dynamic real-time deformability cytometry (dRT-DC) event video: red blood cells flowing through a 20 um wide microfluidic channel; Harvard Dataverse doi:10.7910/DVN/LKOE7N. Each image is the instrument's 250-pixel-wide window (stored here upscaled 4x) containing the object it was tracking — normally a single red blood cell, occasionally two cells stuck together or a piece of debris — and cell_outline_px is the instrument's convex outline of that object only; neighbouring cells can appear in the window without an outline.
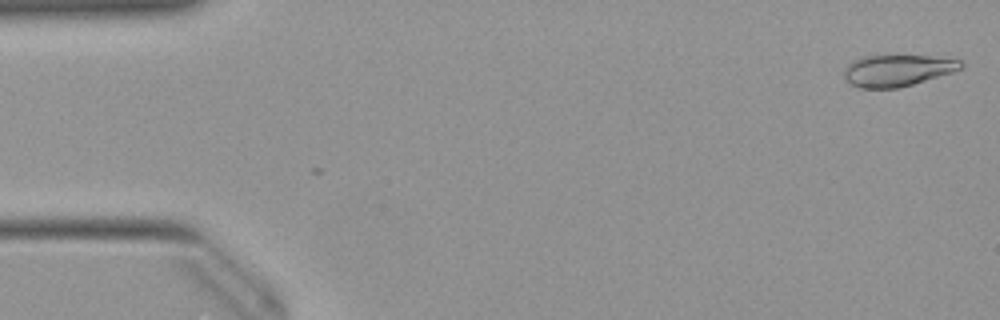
{"species": "Egyptian fruit bat (a non-hibernating species)", "species_latin": "Rousettus aegyptiacus", "temperature_condition": "warm", "stored_images_in_passage": 50, "camera_frame_rate_fps": 3000, "um_per_image_px": 0.085, "animal": {"sex": "female"}, "frame": {"image": 1, "passage_image": 1, "time_ms": 0.0, "image_size_px": [1000, 320], "cell_outline_px": [[964, 64], [960, 68], [952, 72], [900, 88], [860, 88], [852, 84], [844, 76], [844, 68], [852, 60], [864, 56], [928, 56], [960, 60]], "centroid_in_image_um": [76.25, 5.99], "position_along_channel_um": 8.8, "area_um2": 21.21}}
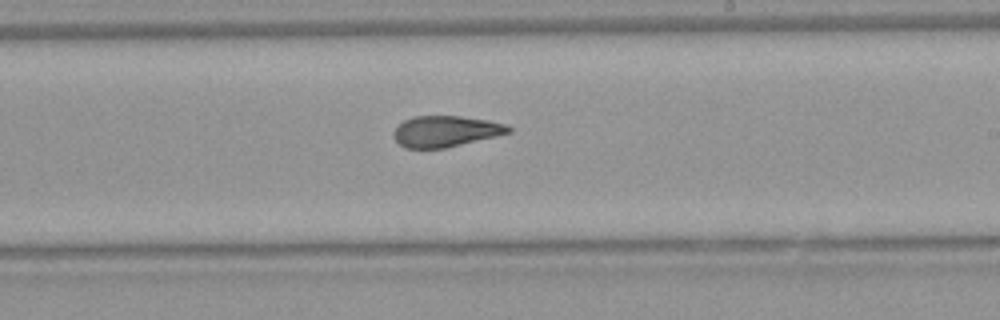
{"frame": {"image": 2, "passage_image": 29, "time_ms": 9.333, "image_size_px": [1000, 320], "cell_outline_px": [[512, 132], [496, 136], [444, 148], [404, 148], [392, 136], [392, 132], [404, 120], [412, 116], [460, 116], [488, 120], [504, 124], [512, 128]], "centroid_in_image_um": [37.86, 11.15], "position_along_channel_um": 251.1, "area_um2": 20.69}}
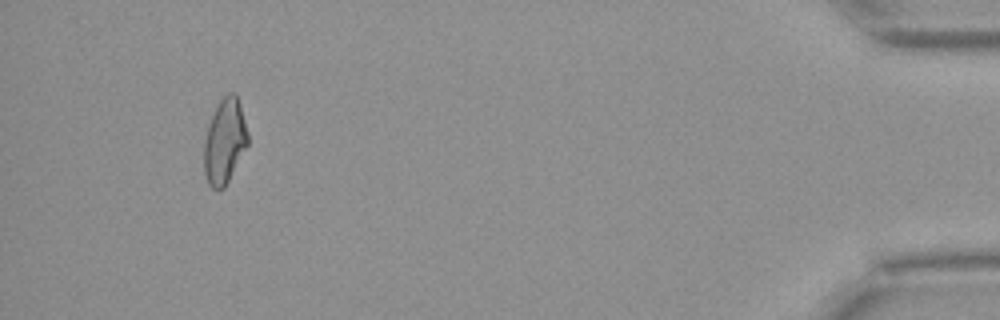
{"frame": {"image": 3, "passage_image": 47, "time_ms": 15.333, "image_size_px": [1000, 320], "cell_outline_px": [[248, 144], [224, 188], [216, 192], [208, 184], [204, 172], [204, 140], [216, 104], [228, 92], [236, 92], [240, 104], [248, 132]], "centroid_in_image_um": [19.09, 12.01], "position_along_channel_um": 416.1, "area_um2": 21.73}, "authors_computed_cell_mechanics": {"area_um2": 21.6461, "velocity_mm_per_s": 3.9996, "shape_relaxation_time_tau1_ms": null, "shape_relaxation_time_tau2_ms": 2.2476, "deformation_change_tau1": null, "deformation_change_tau2": 0.0931}}